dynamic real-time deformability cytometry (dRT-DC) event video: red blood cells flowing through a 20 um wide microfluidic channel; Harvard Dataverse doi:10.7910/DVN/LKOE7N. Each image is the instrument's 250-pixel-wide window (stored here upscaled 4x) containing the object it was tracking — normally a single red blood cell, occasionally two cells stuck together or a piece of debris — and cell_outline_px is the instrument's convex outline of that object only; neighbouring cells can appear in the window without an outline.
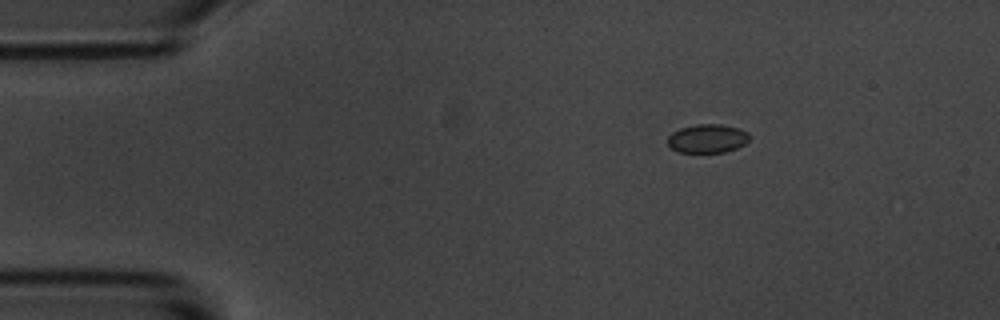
{"species": "common noctule bat (a hibernating species)", "species_latin": "Nyctalus noctula", "temperature_condition": "room temperature", "stored_images_in_passage": 3, "camera_frame_rate_fps": 3000, "um_per_image_px": 0.085, "animal": {"sex": "male", "body_mass_g": 20.1, "forearm_length_mm": 53.5}, "frame": {"image": 1, "passage_image": 1, "time_ms": 0.0, "image_size_px": [1000, 320], "cell_outline_px": [[752, 136], [744, 144], [736, 148], [724, 152], [676, 152], [668, 144], [668, 136], [672, 132], [680, 128], [696, 124], [720, 124], [740, 128], [748, 132]], "centroid_in_image_um": [60.15, 11.76], "position_along_channel_um": 24.9, "area_um2": 13.76}}
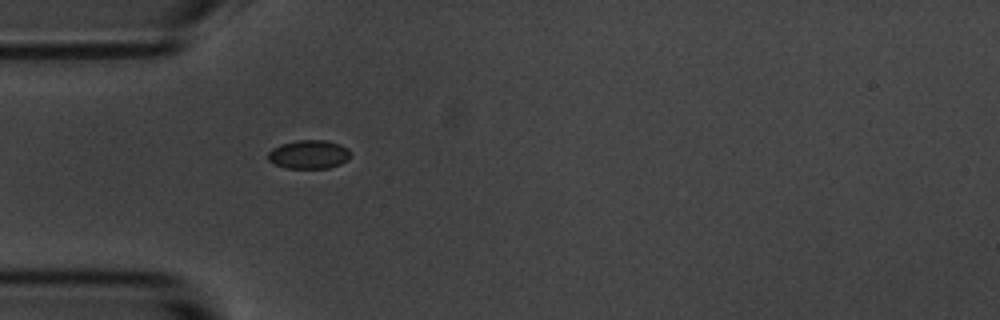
{"frame": {"image": 2, "passage_image": 3, "time_ms": 2.667, "image_size_px": [1000, 320], "cell_outline_px": [[352, 156], [348, 160], [340, 164], [328, 168], [284, 168], [268, 160], [268, 152], [272, 148], [280, 144], [296, 140], [324, 140], [340, 144], [348, 148], [352, 152]], "centroid_in_image_um": [26.28, 13.12], "position_along_channel_um": 58.7, "area_um2": 13.99}}